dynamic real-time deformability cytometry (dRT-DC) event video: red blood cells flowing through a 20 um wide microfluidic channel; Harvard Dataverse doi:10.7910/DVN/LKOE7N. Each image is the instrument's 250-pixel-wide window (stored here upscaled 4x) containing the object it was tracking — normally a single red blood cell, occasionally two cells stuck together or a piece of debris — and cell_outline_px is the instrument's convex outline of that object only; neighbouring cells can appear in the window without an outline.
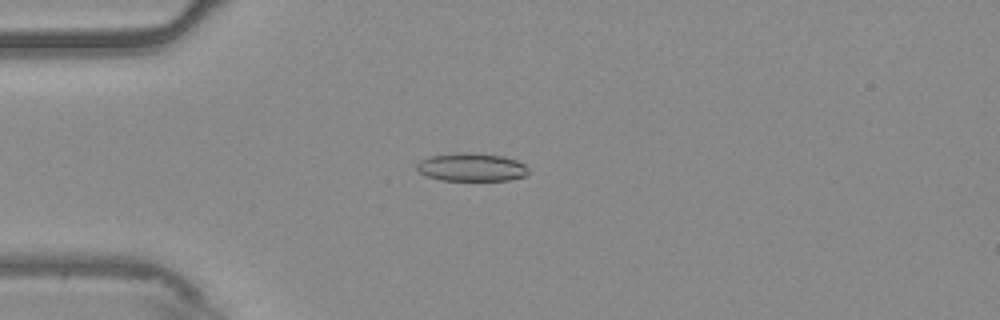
{"species": "common noctule bat (a hibernating species)", "species_latin": "Nyctalus noctula", "temperature_condition": "warm", "stored_images_in_passage": 48, "camera_frame_rate_fps": 3000, "um_per_image_px": 0.085, "animal": {"sex": "male", "body_mass_g": 20.4}, "frame": {"image": 1, "passage_image": 8, "time_ms": 2.333, "image_size_px": [1000, 320], "cell_outline_px": [[528, 172], [524, 176], [508, 180], [440, 180], [428, 176], [420, 172], [416, 168], [416, 164], [420, 160], [428, 156], [456, 152], [472, 152], [504, 156], [516, 160], [524, 164], [528, 168]], "centroid_in_image_um": [40.05, 14.19], "position_along_channel_um": 44.9, "area_um2": 18.44}}
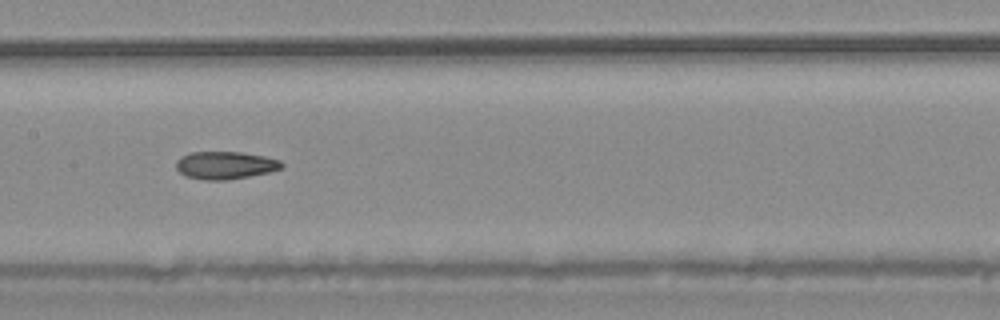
{"frame": {"image": 2, "passage_image": 21, "time_ms": 6.667, "image_size_px": [1000, 320], "cell_outline_px": [[284, 168], [268, 172], [228, 180], [200, 180], [184, 176], [176, 168], [176, 160], [180, 156], [188, 152], [240, 152], [264, 156], [280, 160], [284, 164]], "centroid_in_image_um": [19.11, 14.05], "position_along_channel_um": 188.3, "area_um2": 17.22}}
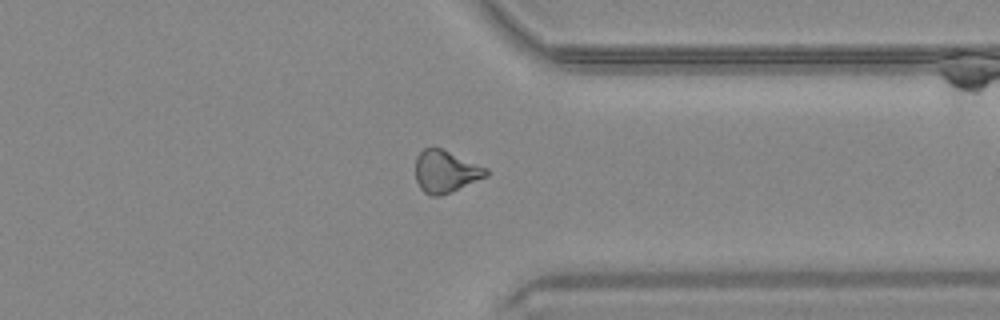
{"frame": {"image": 3, "passage_image": 36, "time_ms": 11.667, "image_size_px": [1000, 320], "cell_outline_px": [[488, 176], [440, 196], [432, 196], [424, 192], [420, 188], [416, 180], [416, 156], [424, 148], [440, 148], [488, 168]], "centroid_in_image_um": [37.87, 14.58], "position_along_channel_um": 373.5, "area_um2": 17.17}, "authors_computed_cell_mechanics": {"area_um2": 17.6001, "velocity_mm_per_s": 3.7459, "shape_relaxation_time_tau1_ms": null, "shape_relaxation_time_tau2_ms": 3.8374, "deformation_change_tau1": null, "deformation_change_tau2": 0.1136}}